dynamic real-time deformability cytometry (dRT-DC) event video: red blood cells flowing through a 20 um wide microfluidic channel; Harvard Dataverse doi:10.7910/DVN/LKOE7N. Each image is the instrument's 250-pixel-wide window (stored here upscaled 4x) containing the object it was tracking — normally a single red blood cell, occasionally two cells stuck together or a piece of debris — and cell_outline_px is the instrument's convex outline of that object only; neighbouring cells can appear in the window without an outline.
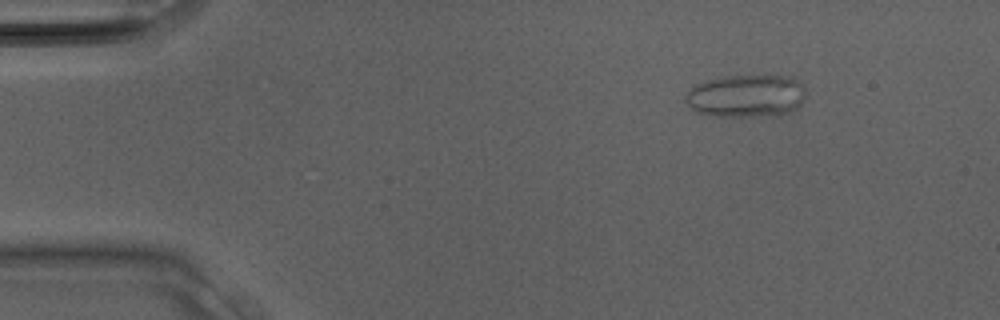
{"species": "Egyptian fruit bat (a non-hibernating species)", "species_latin": "Rousettus aegyptiacus", "temperature_condition": "room temperature", "stored_images_in_passage": 19, "camera_frame_rate_fps": 3000, "um_per_image_px": 0.085, "animal": {"sex": "male"}, "frame": {"image": 1, "passage_image": 4, "time_ms": 1.0, "image_size_px": [1000, 320], "cell_outline_px": [[804, 100], [796, 108], [788, 112], [744, 116], [712, 116], [696, 112], [684, 100], [684, 96], [696, 84], [708, 80], [724, 76], [788, 76], [804, 84]], "centroid_in_image_um": [63.39, 8.14], "position_along_channel_um": 21.6, "area_um2": 29.48}}